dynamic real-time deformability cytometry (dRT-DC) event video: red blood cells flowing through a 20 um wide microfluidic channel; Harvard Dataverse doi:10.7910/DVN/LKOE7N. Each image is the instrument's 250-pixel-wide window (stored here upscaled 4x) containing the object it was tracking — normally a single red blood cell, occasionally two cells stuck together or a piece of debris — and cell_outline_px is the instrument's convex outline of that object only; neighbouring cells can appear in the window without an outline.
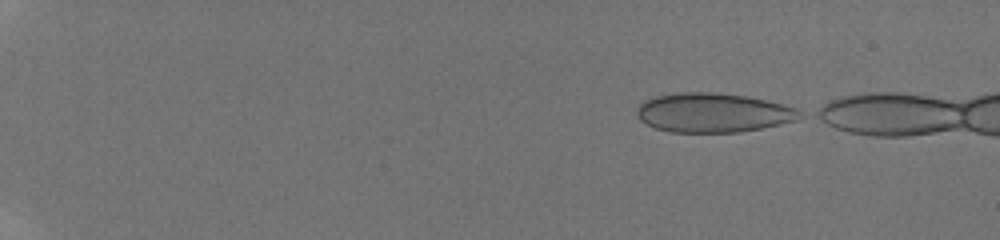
{"species": "human", "species_latin": "Homo sapiens", "temperature_condition": "room temperature", "stored_images_in_passage": 10, "camera_frame_rate_fps": 3000, "um_per_image_px": 0.085, "donor": {"sex": "male"}, "frame": {"image": 1, "passage_image": 1, "time_ms": 0.0, "image_size_px": [1000, 240], "cell_outline_px": [[804, 116], [796, 120], [780, 124], [740, 132], [668, 132], [656, 128], [640, 120], [636, 116], [636, 108], [644, 100], [656, 96], [676, 92], [716, 92], [748, 96], [784, 104], [796, 108], [804, 112]], "centroid_in_image_um": [60.62, 9.57], "position_along_channel_um": 24.4, "area_um2": 37.63}}